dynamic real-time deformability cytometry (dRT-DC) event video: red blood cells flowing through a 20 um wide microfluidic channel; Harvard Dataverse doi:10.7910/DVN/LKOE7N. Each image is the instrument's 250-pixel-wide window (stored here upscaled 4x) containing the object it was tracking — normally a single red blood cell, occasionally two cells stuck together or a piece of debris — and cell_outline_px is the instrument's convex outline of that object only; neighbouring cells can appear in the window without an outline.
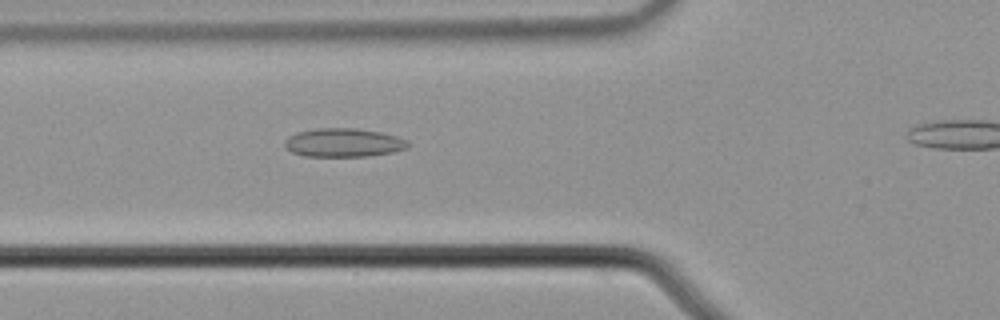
{"species": "common noctule bat (a hibernating species)", "species_latin": "Nyctalus noctula", "temperature_condition": "cold", "stored_images_in_passage": 41, "camera_frame_rate_fps": 3000, "um_per_image_px": 0.085, "animal": {"sex": "male", "body_mass_g": 21.5, "forearm_length_mm": 52.0}, "frame": {"image": 1, "passage_image": 14, "time_ms": 4.333, "image_size_px": [1000, 320], "cell_outline_px": [[408, 148], [392, 152], [368, 156], [304, 156], [292, 152], [284, 148], [284, 140], [288, 136], [296, 132], [316, 128], [356, 128], [380, 132], [396, 136], [408, 140]], "centroid_in_image_um": [29.16, 12.12], "position_along_channel_um": 96.6, "area_um2": 20.69}}
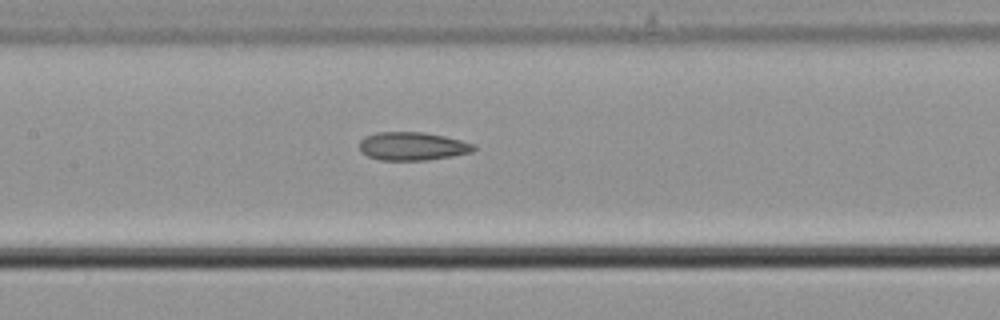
{"frame": {"image": 2, "passage_image": 20, "time_ms": 6.333, "image_size_px": [1000, 320], "cell_outline_px": [[476, 148], [472, 152], [452, 156], [428, 160], [380, 160], [368, 156], [360, 152], [360, 140], [364, 136], [376, 132], [424, 132], [444, 136], [476, 144]], "centroid_in_image_um": [35.05, 12.42], "position_along_channel_um": 172.4, "area_um2": 18.96}}
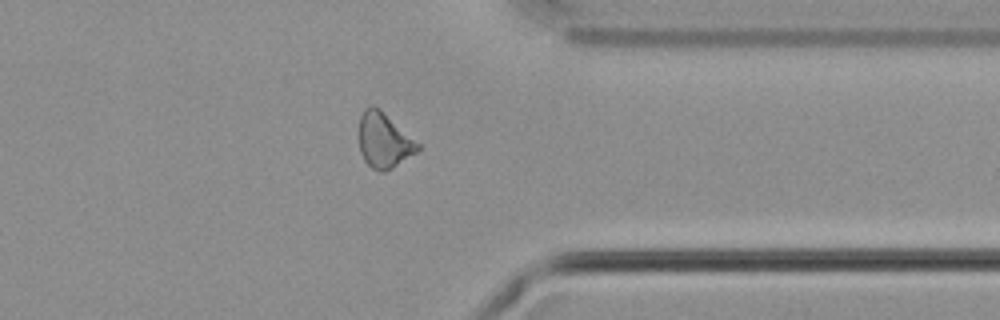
{"frame": {"image": 3, "passage_image": 37, "time_ms": 12.0, "image_size_px": [1000, 320], "cell_outline_px": [[420, 148], [416, 152], [392, 168], [384, 172], [380, 172], [372, 168], [364, 160], [360, 152], [360, 116], [364, 108], [372, 104], [420, 144]], "centroid_in_image_um": [32.62, 11.96], "position_along_channel_um": 378.8, "area_um2": 18.32}}